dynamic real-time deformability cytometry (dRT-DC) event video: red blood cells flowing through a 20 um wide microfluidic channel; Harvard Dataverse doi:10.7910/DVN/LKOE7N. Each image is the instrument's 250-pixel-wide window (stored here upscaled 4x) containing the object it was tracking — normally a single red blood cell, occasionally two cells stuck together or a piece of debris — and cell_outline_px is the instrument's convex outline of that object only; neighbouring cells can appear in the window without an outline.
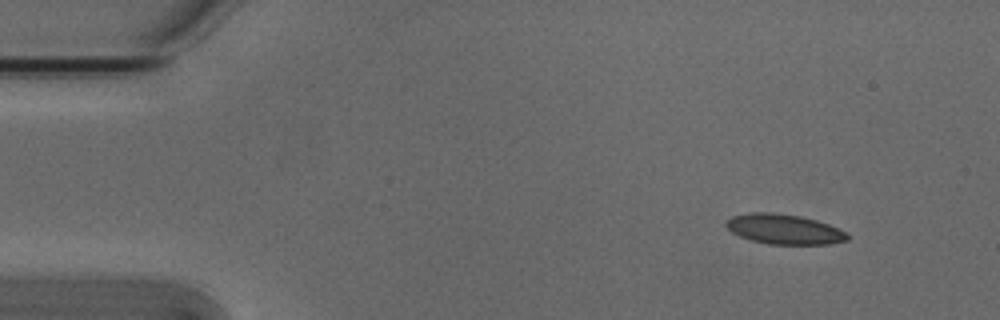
{"species": "Egyptian fruit bat (a non-hibernating species)", "species_latin": "Rousettus aegyptiacus", "temperature_condition": "cold", "stored_images_in_passage": 6, "camera_frame_rate_fps": 3000, "um_per_image_px": 0.085, "animal": {"sex": "male"}, "frame": {"image": 1, "passage_image": 1, "time_ms": 0.0, "image_size_px": [1000, 320], "cell_outline_px": [[848, 240], [832, 244], [768, 244], [752, 240], [740, 236], [732, 232], [724, 224], [724, 220], [732, 216], [752, 212], [768, 212], [800, 216], [816, 220], [828, 224], [844, 232], [848, 236]], "centroid_in_image_um": [66.61, 19.48], "position_along_channel_um": 18.4, "area_um2": 21.04}}
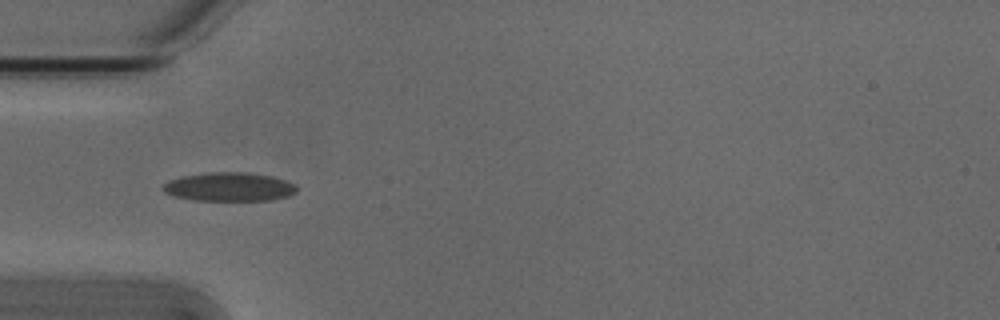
{"frame": {"image": 2, "passage_image": 4, "time_ms": 1.0, "image_size_px": [1000, 320], "cell_outline_px": [[296, 192], [288, 196], [272, 200], [192, 200], [172, 196], [164, 192], [160, 188], [168, 180], [180, 176], [208, 172], [244, 172], [272, 176], [296, 184]], "centroid_in_image_um": [19.43, 15.88], "position_along_channel_um": 65.6, "area_um2": 22.6}}
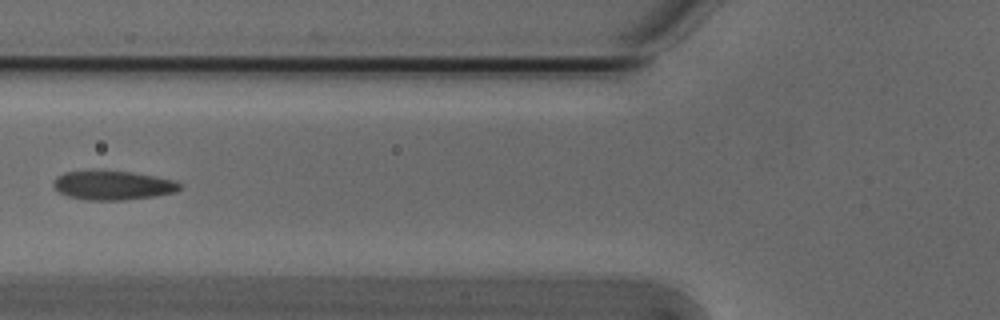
{"frame": {"image": 3, "passage_image": 5, "time_ms": 1.333, "image_size_px": [1000, 320], "cell_outline_px": [[180, 188], [176, 192], [156, 196], [124, 200], [88, 200], [68, 196], [52, 188], [52, 180], [56, 176], [64, 172], [132, 172], [176, 180], [180, 184]], "centroid_in_image_um": [9.58, 15.77], "position_along_channel_um": 116.2, "area_um2": 21.21}}